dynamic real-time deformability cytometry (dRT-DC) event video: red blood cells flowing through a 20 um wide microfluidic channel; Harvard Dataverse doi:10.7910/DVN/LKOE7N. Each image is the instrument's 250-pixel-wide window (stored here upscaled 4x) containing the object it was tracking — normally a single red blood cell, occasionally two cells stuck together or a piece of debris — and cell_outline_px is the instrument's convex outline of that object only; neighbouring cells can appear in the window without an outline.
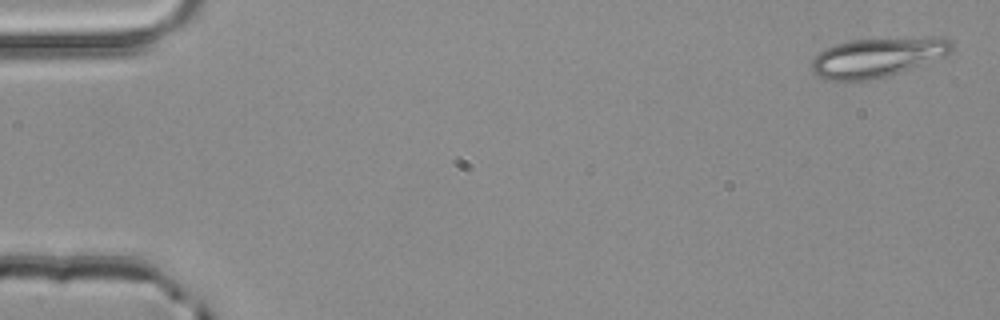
{"species": "common noctule bat (a hibernating species)", "species_latin": "Nyctalus noctula", "temperature_condition": "room temperature", "stored_images_in_passage": 5, "camera_frame_rate_fps": 3000, "um_per_image_px": 0.085, "animal": {"sex": "male", "body_mass_g": 20.4}, "frame": {"image": 1, "passage_image": 1, "time_ms": 0.0, "image_size_px": [1000, 320], "cell_outline_px": [[952, 48], [944, 56], [900, 72], [888, 76], [868, 80], [828, 80], [816, 76], [812, 72], [812, 60], [820, 52], [836, 44], [848, 40], [924, 36], [948, 36], [952, 40]], "centroid_in_image_um": [74.62, 4.84], "position_along_channel_um": 10.4, "area_um2": 32.43}}